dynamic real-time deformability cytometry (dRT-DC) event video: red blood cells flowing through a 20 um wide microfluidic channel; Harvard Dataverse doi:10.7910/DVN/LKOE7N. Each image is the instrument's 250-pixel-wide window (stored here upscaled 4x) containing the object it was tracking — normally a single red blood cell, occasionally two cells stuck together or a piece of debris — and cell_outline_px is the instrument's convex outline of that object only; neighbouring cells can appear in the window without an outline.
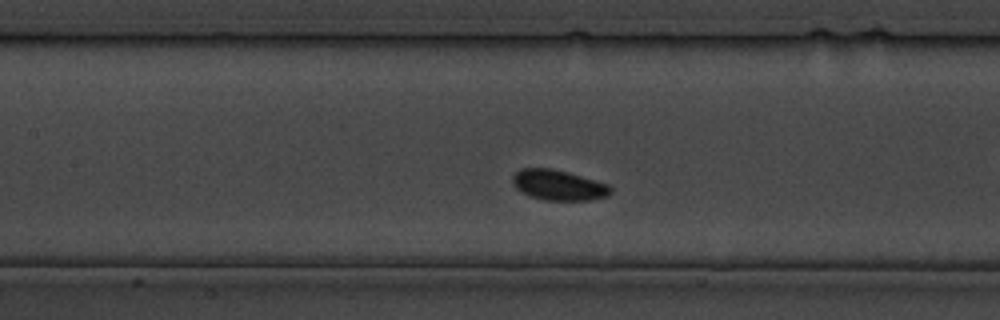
{"species": "common noctule bat (a hibernating species)", "species_latin": "Nyctalus noctula", "temperature_condition": "cold", "stored_images_in_passage": 31, "camera_frame_rate_fps": 3000, "um_per_image_px": 0.085, "animal": {"sex": "male", "body_mass_g": 19.5, "forearm_length_mm": 54.6}, "frame": {"image": 1, "passage_image": 14, "time_ms": 15.667, "image_size_px": [1000, 320], "cell_outline_px": [[612, 192], [608, 196], [588, 200], [548, 200], [532, 196], [516, 188], [512, 180], [512, 176], [520, 168], [552, 168], [568, 172], [608, 184], [612, 188]], "centroid_in_image_um": [47.49, 15.72], "position_along_channel_um": 159.9, "area_um2": 17.17}}